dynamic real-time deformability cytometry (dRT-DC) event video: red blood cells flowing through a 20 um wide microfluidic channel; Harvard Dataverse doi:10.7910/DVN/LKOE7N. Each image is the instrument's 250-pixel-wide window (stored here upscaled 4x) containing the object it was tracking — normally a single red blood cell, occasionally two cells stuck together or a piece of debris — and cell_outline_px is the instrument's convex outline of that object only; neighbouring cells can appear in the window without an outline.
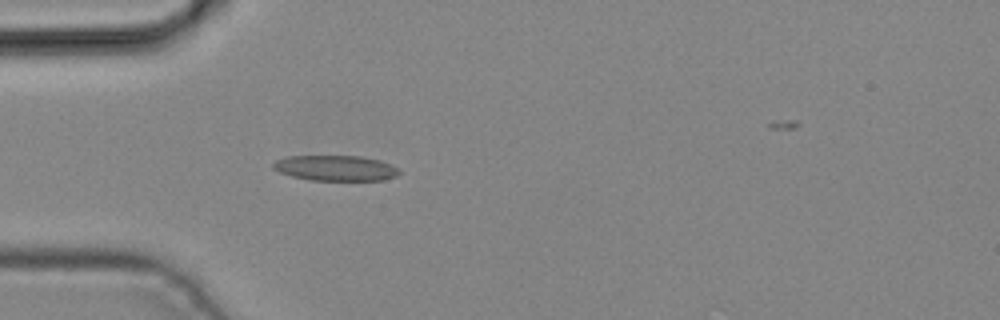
{"species": "common noctule bat (a hibernating species)", "species_latin": "Nyctalus noctula", "temperature_condition": "cold", "stored_images_in_passage": 3, "camera_frame_rate_fps": 3000, "um_per_image_px": 0.085, "animal": {"sex": "male", "body_mass_g": 19.2, "forearm_length_mm": 51.8}, "frame": {"image": 1, "passage_image": 3, "time_ms": 0.667, "image_size_px": [1000, 320], "cell_outline_px": [[400, 172], [396, 176], [384, 180], [312, 180], [292, 176], [280, 172], [272, 168], [272, 164], [276, 160], [288, 156], [360, 156], [380, 160], [392, 164]], "centroid_in_image_um": [28.53, 14.28], "position_along_channel_um": 56.5, "area_um2": 18.61}}